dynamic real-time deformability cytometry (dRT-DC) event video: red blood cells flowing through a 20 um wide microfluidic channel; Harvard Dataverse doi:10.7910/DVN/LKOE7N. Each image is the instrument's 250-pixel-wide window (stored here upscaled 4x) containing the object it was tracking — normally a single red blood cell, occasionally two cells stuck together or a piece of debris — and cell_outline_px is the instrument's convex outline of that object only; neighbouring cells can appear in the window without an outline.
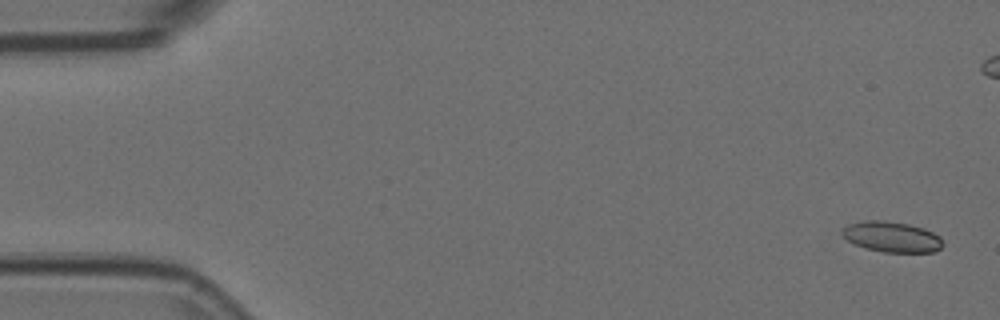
{"species": "Egyptian fruit bat (a non-hibernating species)", "species_latin": "Rousettus aegyptiacus", "temperature_condition": "room temperature", "stored_images_in_passage": 6, "camera_frame_rate_fps": 3000, "um_per_image_px": 0.085, "animal": {"sex": "female"}, "frame": {"image": 1, "passage_image": 1, "time_ms": 0.0, "image_size_px": [1000, 320], "cell_outline_px": [[944, 244], [936, 252], [884, 252], [868, 248], [856, 244], [848, 240], [840, 232], [848, 224], [864, 220], [880, 220], [908, 224], [924, 228], [940, 236]], "centroid_in_image_um": [75.83, 20.13], "position_along_channel_um": 9.2, "area_um2": 17.8}}